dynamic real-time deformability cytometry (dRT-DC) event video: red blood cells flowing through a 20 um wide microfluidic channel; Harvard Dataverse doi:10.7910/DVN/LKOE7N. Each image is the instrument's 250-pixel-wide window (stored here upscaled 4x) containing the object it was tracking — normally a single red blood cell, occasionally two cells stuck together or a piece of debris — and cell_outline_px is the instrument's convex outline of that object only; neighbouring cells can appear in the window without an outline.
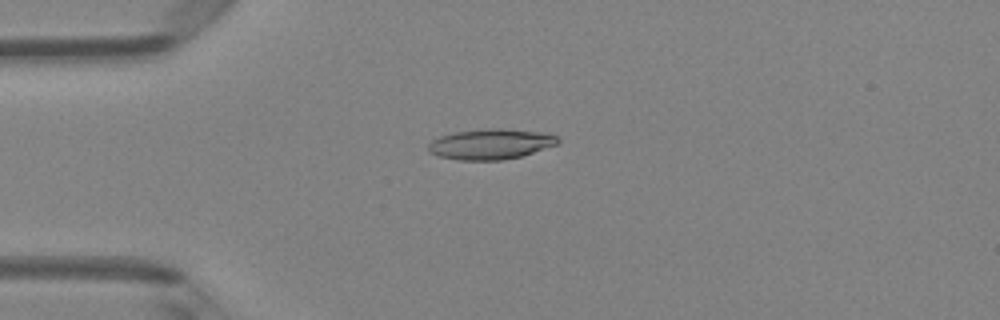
{"species": "Egyptian fruit bat (a non-hibernating species)", "species_latin": "Rousettus aegyptiacus", "temperature_condition": "room temperature", "stored_images_in_passage": 7, "camera_frame_rate_fps": 3000, "um_per_image_px": 0.085, "animal": {"sex": "female"}, "frame": {"image": 1, "passage_image": 3, "time_ms": 3.333, "image_size_px": [1000, 320], "cell_outline_px": [[560, 140], [556, 144], [520, 156], [504, 160], [456, 160], [440, 156], [428, 152], [428, 144], [432, 140], [440, 136], [456, 132], [484, 128], [500, 128], [548, 132], [556, 136]], "centroid_in_image_um": [41.69, 12.23], "position_along_channel_um": 43.3, "area_um2": 23.0}}
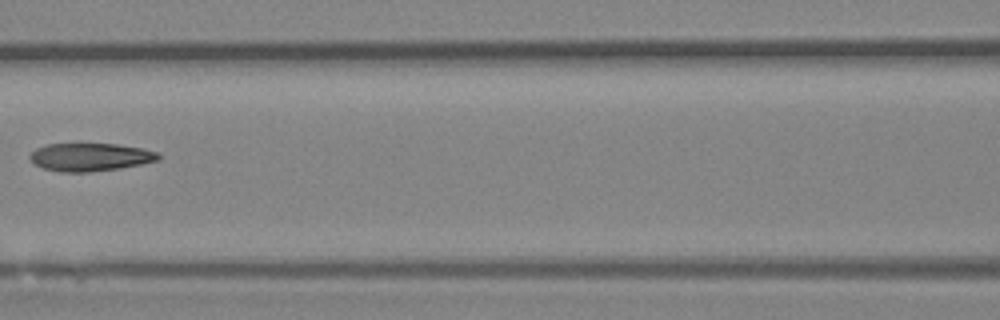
{"frame": {"image": 2, "passage_image": 6, "time_ms": 6.667, "image_size_px": [1000, 320], "cell_outline_px": [[160, 160], [120, 168], [88, 172], [60, 172], [44, 168], [36, 164], [28, 156], [36, 148], [48, 144], [116, 144], [144, 148], [160, 152]], "centroid_in_image_um": [7.72, 13.34], "position_along_channel_um": 158.9, "area_um2": 20.92}}
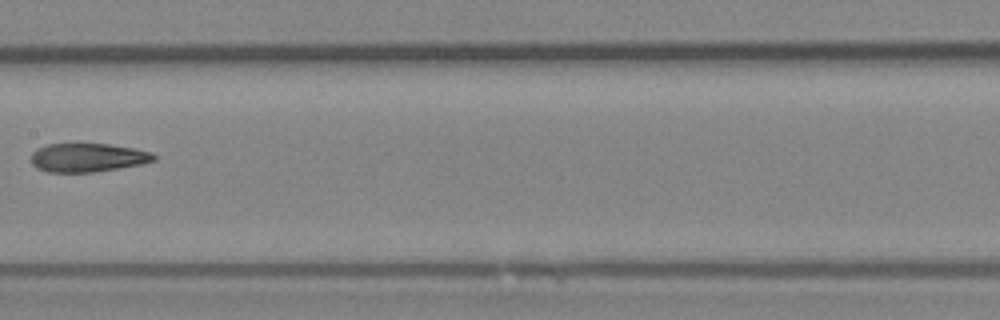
{"frame": {"image": 3, "passage_image": 7, "time_ms": 7.667, "image_size_px": [1000, 320], "cell_outline_px": [[156, 160], [140, 164], [92, 172], [48, 172], [36, 168], [32, 164], [32, 152], [48, 144], [108, 144], [136, 148], [152, 152], [156, 156]], "centroid_in_image_um": [7.47, 13.39], "position_along_channel_um": 199.9, "area_um2": 20.35}}